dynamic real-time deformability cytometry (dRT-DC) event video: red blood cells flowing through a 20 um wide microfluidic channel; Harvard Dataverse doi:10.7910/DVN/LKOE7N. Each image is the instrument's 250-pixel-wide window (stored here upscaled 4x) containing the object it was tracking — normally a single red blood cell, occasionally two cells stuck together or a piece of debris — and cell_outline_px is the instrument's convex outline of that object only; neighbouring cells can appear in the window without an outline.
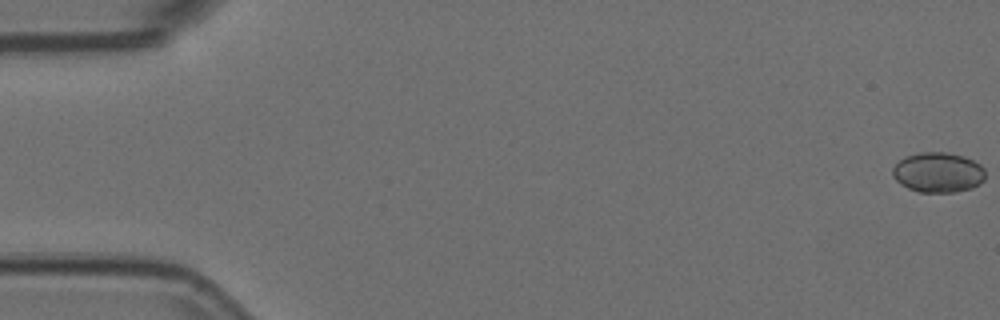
{"species": "Egyptian fruit bat (a non-hibernating species)", "species_latin": "Rousettus aegyptiacus", "temperature_condition": "room temperature", "stored_images_in_passage": 14, "camera_frame_rate_fps": 3000, "um_per_image_px": 0.085, "animal": {"sex": "female"}, "frame": {"image": 1, "passage_image": 1, "time_ms": 0.0, "image_size_px": [1000, 320], "cell_outline_px": [[984, 180], [980, 184], [972, 188], [956, 192], [920, 192], [908, 188], [900, 184], [892, 176], [892, 168], [904, 156], [920, 152], [944, 152], [964, 156], [980, 164], [984, 168]], "centroid_in_image_um": [79.73, 14.65], "position_along_channel_um": 5.3, "area_um2": 21.79}}